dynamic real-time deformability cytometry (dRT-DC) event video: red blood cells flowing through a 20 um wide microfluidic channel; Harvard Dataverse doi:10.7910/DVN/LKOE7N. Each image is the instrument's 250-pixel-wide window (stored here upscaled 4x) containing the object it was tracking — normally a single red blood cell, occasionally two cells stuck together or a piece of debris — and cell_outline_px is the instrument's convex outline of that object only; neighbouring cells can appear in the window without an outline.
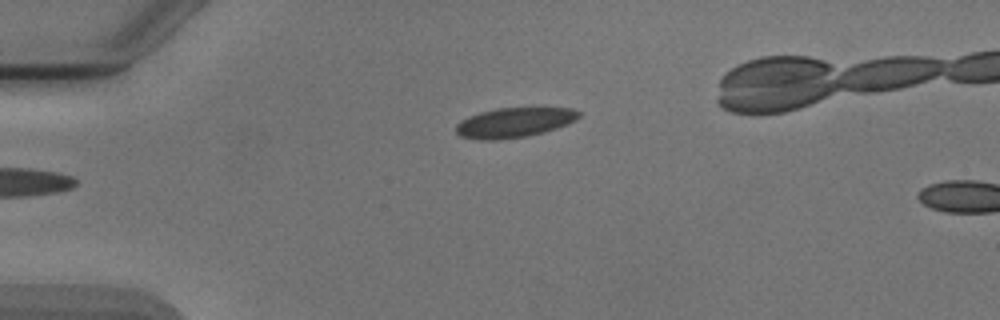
{"species": "Egyptian fruit bat (a non-hibernating species)", "species_latin": "Rousettus aegyptiacus", "temperature_condition": "cold", "stored_images_in_passage": 5, "camera_frame_rate_fps": 3000, "um_per_image_px": 0.085, "animal": {"sex": "male"}, "frame": {"image": 1, "passage_image": 5, "time_ms": 5.333, "image_size_px": [1000, 320], "cell_outline_px": [[580, 116], [576, 120], [568, 124], [544, 132], [528, 136], [500, 140], [480, 140], [460, 136], [456, 132], [456, 124], [460, 120], [468, 116], [480, 112], [496, 108], [572, 108], [580, 112]], "centroid_in_image_um": [43.69, 10.42], "position_along_channel_um": 41.3, "area_um2": 21.5}}